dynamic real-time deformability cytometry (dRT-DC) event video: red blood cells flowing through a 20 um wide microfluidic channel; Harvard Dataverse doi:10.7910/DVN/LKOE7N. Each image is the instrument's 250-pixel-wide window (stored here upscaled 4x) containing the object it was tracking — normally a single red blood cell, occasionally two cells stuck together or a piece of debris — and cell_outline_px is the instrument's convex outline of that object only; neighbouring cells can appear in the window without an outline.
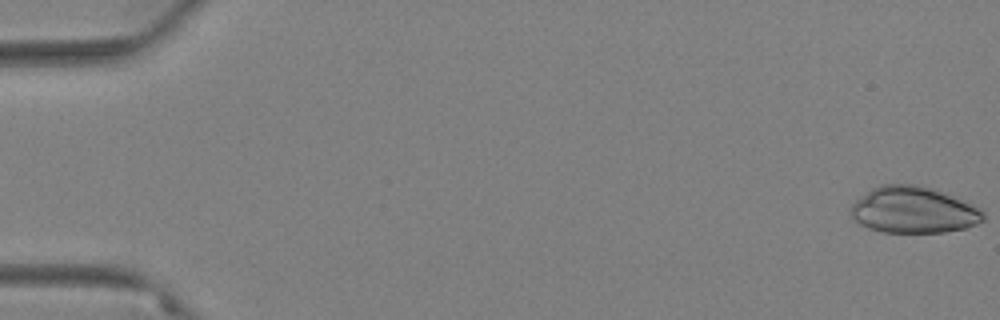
{"species": "Egyptian fruit bat (a non-hibernating species)", "species_latin": "Rousettus aegyptiacus", "temperature_condition": "warm", "stored_images_in_passage": 60, "camera_frame_rate_fps": 3000, "um_per_image_px": 0.085, "animal": {"sex": "female"}, "frame": {"image": 1, "passage_image": 1, "time_ms": 0.0, "image_size_px": [1000, 320], "cell_outline_px": [[984, 220], [976, 224], [964, 228], [944, 232], [884, 232], [868, 228], [852, 220], [848, 208], [856, 200], [872, 188], [880, 184], [916, 184], [948, 192], [984, 212]], "centroid_in_image_um": [77.6, 17.84], "position_along_channel_um": 7.4, "area_um2": 36.07}}
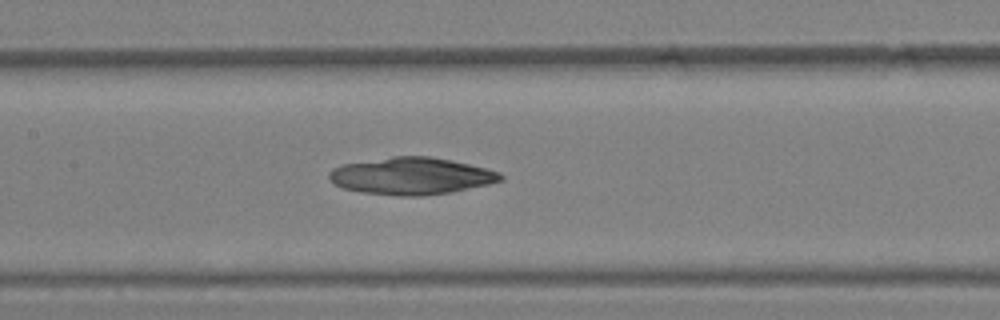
{"frame": {"image": 2, "passage_image": 30, "time_ms": 9.667, "image_size_px": [1000, 320], "cell_outline_px": [[504, 180], [488, 184], [452, 192], [420, 196], [400, 196], [360, 192], [344, 188], [336, 184], [328, 176], [328, 172], [332, 168], [344, 164], [392, 156], [428, 156], [452, 160], [500, 172], [504, 176]], "centroid_in_image_um": [34.97, 14.96], "position_along_channel_um": 172.4, "area_um2": 36.93}}
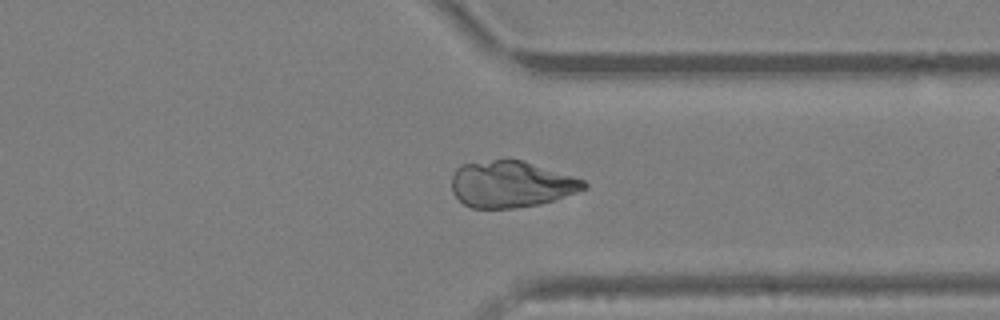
{"frame": {"image": 3, "passage_image": 47, "time_ms": 15.333, "image_size_px": [1000, 320], "cell_outline_px": [[588, 188], [556, 200], [540, 204], [512, 208], [472, 208], [464, 204], [452, 192], [452, 176], [456, 168], [460, 164], [492, 160], [524, 160], [584, 180], [588, 184]], "centroid_in_image_um": [43.45, 15.66], "position_along_channel_um": 367.9, "area_um2": 35.89}}